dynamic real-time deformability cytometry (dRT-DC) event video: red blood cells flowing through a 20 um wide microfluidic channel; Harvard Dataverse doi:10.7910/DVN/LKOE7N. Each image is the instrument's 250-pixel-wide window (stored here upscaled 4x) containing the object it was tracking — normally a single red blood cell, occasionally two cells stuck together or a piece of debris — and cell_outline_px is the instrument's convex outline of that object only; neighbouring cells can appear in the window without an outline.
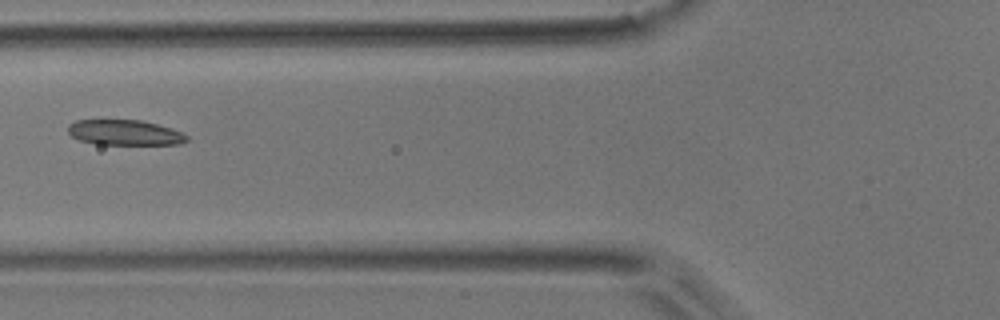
{"species": "common noctule bat (a hibernating species)", "species_latin": "Nyctalus noctula", "temperature_condition": "room temperature", "stored_images_in_passage": 5, "camera_frame_rate_fps": 3000, "um_per_image_px": 0.085, "animal": {"sex": "male", "body_mass_g": 17.9}, "frame": {"image": 1, "passage_image": 5, "time_ms": 5.0, "image_size_px": [1000, 320], "cell_outline_px": [[188, 140], [180, 144], [96, 144], [80, 140], [72, 136], [68, 132], [68, 124], [76, 120], [140, 120], [172, 128], [184, 132], [188, 136]], "centroid_in_image_um": [10.62, 11.26], "position_along_channel_um": 115.2, "area_um2": 17.51}}